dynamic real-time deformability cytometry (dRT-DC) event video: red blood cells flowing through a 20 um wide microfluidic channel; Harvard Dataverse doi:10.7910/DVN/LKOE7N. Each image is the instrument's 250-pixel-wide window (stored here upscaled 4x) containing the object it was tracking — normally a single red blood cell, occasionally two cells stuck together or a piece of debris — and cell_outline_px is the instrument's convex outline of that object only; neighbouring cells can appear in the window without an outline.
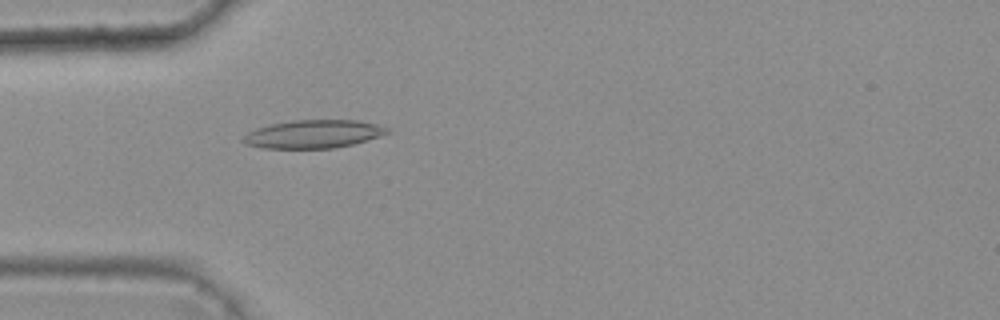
{"species": "common noctule bat (a hibernating species)", "species_latin": "Nyctalus noctula", "temperature_condition": "warm", "stored_images_in_passage": 3, "camera_frame_rate_fps": 3000, "um_per_image_px": 0.085, "animal": {"sex": "female", "body_mass_g": 25.1}, "frame": {"image": 1, "passage_image": 3, "time_ms": 0.667, "image_size_px": [1000, 320], "cell_outline_px": [[392, 132], [380, 136], [352, 144], [336, 148], [264, 148], [244, 144], [240, 140], [248, 132], [256, 128], [268, 124], [292, 120], [356, 120], [376, 124], [388, 128]], "centroid_in_image_um": [26.61, 11.39], "position_along_channel_um": 58.4, "area_um2": 23.76}}